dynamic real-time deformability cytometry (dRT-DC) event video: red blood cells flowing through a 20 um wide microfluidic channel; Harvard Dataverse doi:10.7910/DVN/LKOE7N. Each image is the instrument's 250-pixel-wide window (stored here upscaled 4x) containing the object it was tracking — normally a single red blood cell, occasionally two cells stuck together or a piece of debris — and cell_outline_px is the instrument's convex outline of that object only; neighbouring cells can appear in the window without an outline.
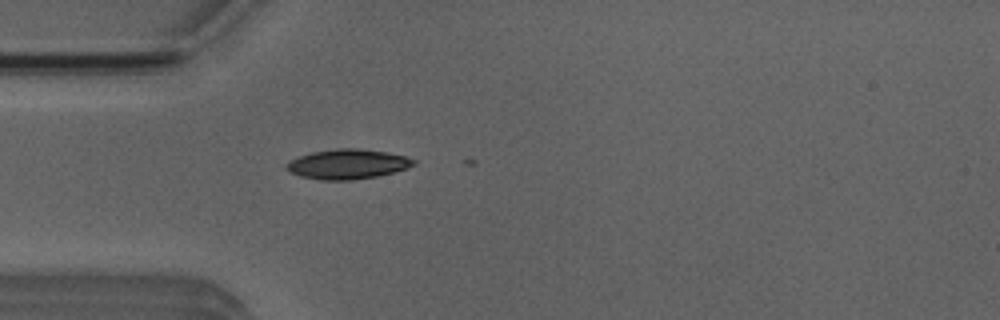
{"species": "Egyptian fruit bat (a non-hibernating species)", "species_latin": "Rousettus aegyptiacus", "temperature_condition": "room temperature", "stored_images_in_passage": 6, "camera_frame_rate_fps": 3000, "um_per_image_px": 0.085, "animal": {"sex": "male"}, "frame": {"image": 1, "passage_image": 2, "time_ms": 0.333, "image_size_px": [1000, 320], "cell_outline_px": [[416, 164], [408, 168], [376, 176], [352, 180], [320, 180], [300, 176], [288, 172], [284, 168], [292, 160], [300, 156], [312, 152], [336, 148], [360, 148], [388, 152], [404, 156], [416, 160]], "centroid_in_image_um": [29.55, 13.95], "position_along_channel_um": 55.5, "area_um2": 22.08}}